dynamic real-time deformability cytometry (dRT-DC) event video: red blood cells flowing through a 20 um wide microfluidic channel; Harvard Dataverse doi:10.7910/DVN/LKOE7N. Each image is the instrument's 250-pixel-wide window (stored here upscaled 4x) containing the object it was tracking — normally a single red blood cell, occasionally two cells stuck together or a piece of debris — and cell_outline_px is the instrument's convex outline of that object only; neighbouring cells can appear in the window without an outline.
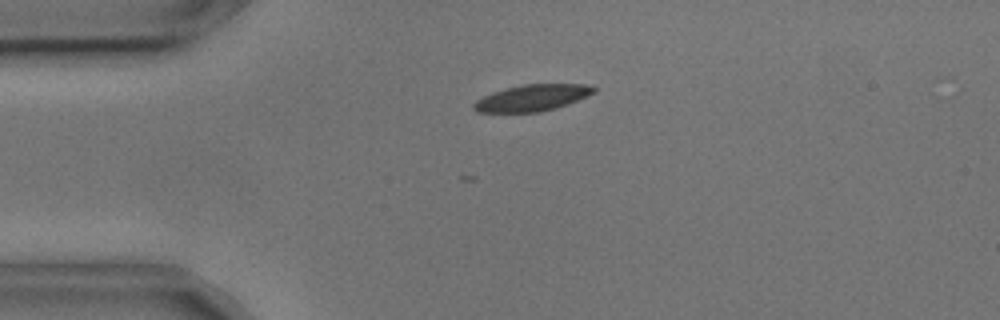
{"species": "common noctule bat (a hibernating species)", "species_latin": "Nyctalus noctula", "temperature_condition": "cold", "stored_images_in_passage": 21, "camera_frame_rate_fps": 3000, "um_per_image_px": 0.085, "animal": {"sex": "male", "body_mass_g": 17.9, "forearm_length_mm": 54.2}, "frame": {"image": 1, "passage_image": 2, "time_ms": 0.333, "image_size_px": [1000, 320], "cell_outline_px": [[596, 92], [588, 96], [568, 104], [556, 108], [540, 112], [476, 112], [472, 108], [472, 104], [476, 100], [492, 92], [524, 84], [588, 84], [596, 88]], "centroid_in_image_um": [45.25, 8.32], "position_along_channel_um": 39.7, "area_um2": 18.55}}
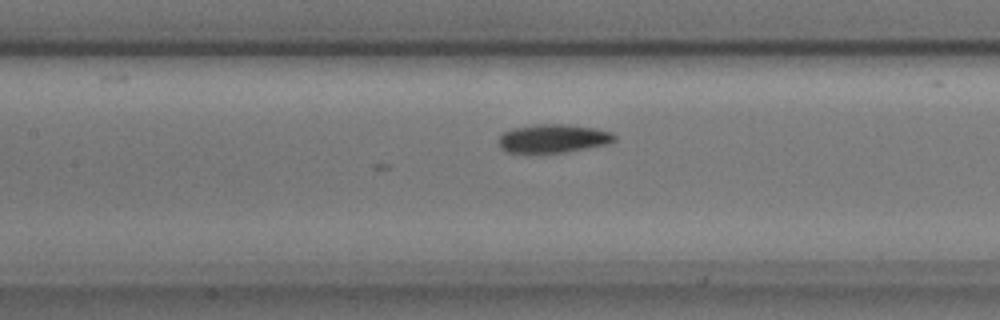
{"frame": {"image": 2, "passage_image": 14, "time_ms": 4.333, "image_size_px": [1000, 320], "cell_outline_px": [[616, 140], [608, 144], [564, 152], [504, 152], [500, 148], [500, 136], [504, 132], [512, 128], [536, 124], [564, 124], [592, 128], [612, 132], [616, 136]], "centroid_in_image_um": [47.02, 11.76], "position_along_channel_um": 160.4, "area_um2": 19.02}}
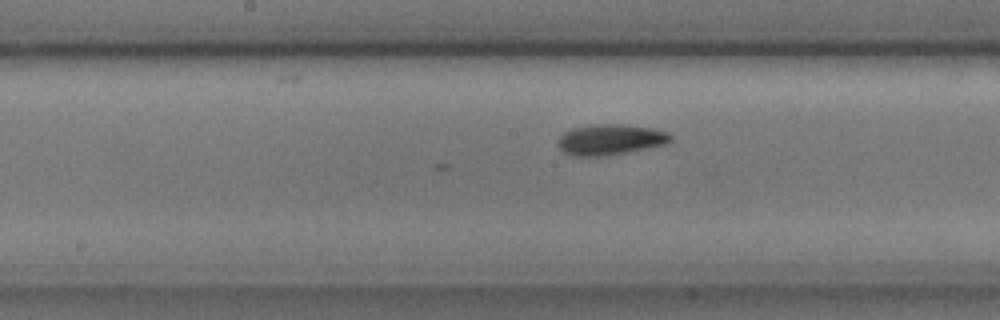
{"frame": {"image": 3, "passage_image": 17, "time_ms": 5.333, "image_size_px": [1000, 320], "cell_outline_px": [[672, 140], [664, 144], [624, 152], [600, 156], [572, 156], [564, 152], [556, 144], [560, 136], [564, 132], [576, 128], [596, 124], [624, 124], [652, 128], [668, 132], [672, 136]], "centroid_in_image_um": [51.86, 11.85], "position_along_channel_um": 196.3, "area_um2": 19.83}}